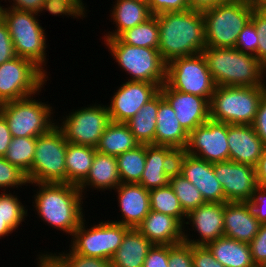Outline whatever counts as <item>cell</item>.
I'll use <instances>...</instances> for the list:
<instances>
[{
  "instance_id": "e575fe53",
  "label": "cell",
  "mask_w": 266,
  "mask_h": 267,
  "mask_svg": "<svg viewBox=\"0 0 266 267\" xmlns=\"http://www.w3.org/2000/svg\"><path fill=\"white\" fill-rule=\"evenodd\" d=\"M149 199L150 210L172 216L182 225L185 223L186 214L169 184L149 190Z\"/></svg>"
},
{
  "instance_id": "8fae6325",
  "label": "cell",
  "mask_w": 266,
  "mask_h": 267,
  "mask_svg": "<svg viewBox=\"0 0 266 267\" xmlns=\"http://www.w3.org/2000/svg\"><path fill=\"white\" fill-rule=\"evenodd\" d=\"M89 104L60 116L56 126L69 143L96 147L102 133L111 122L107 105ZM61 122V123H59Z\"/></svg>"
},
{
  "instance_id": "bcb514c9",
  "label": "cell",
  "mask_w": 266,
  "mask_h": 267,
  "mask_svg": "<svg viewBox=\"0 0 266 267\" xmlns=\"http://www.w3.org/2000/svg\"><path fill=\"white\" fill-rule=\"evenodd\" d=\"M147 4L152 15L189 10L188 0H148Z\"/></svg>"
},
{
  "instance_id": "f546056e",
  "label": "cell",
  "mask_w": 266,
  "mask_h": 267,
  "mask_svg": "<svg viewBox=\"0 0 266 267\" xmlns=\"http://www.w3.org/2000/svg\"><path fill=\"white\" fill-rule=\"evenodd\" d=\"M159 91L150 99L139 112L126 122L130 132L135 136L139 144L155 145V130L157 125V111L159 103L163 100Z\"/></svg>"
},
{
  "instance_id": "d4e9b609",
  "label": "cell",
  "mask_w": 266,
  "mask_h": 267,
  "mask_svg": "<svg viewBox=\"0 0 266 267\" xmlns=\"http://www.w3.org/2000/svg\"><path fill=\"white\" fill-rule=\"evenodd\" d=\"M223 215L225 237L249 244L259 231L261 223L243 202H225Z\"/></svg>"
},
{
  "instance_id": "836d02e7",
  "label": "cell",
  "mask_w": 266,
  "mask_h": 267,
  "mask_svg": "<svg viewBox=\"0 0 266 267\" xmlns=\"http://www.w3.org/2000/svg\"><path fill=\"white\" fill-rule=\"evenodd\" d=\"M118 38L131 46L158 49L159 25L157 15H152L143 23L125 30Z\"/></svg>"
},
{
  "instance_id": "30bf717a",
  "label": "cell",
  "mask_w": 266,
  "mask_h": 267,
  "mask_svg": "<svg viewBox=\"0 0 266 267\" xmlns=\"http://www.w3.org/2000/svg\"><path fill=\"white\" fill-rule=\"evenodd\" d=\"M87 224L84 218L70 238L69 247L79 255L106 260H111L130 229L111 220H101L89 227Z\"/></svg>"
},
{
  "instance_id": "60d3db41",
  "label": "cell",
  "mask_w": 266,
  "mask_h": 267,
  "mask_svg": "<svg viewBox=\"0 0 266 267\" xmlns=\"http://www.w3.org/2000/svg\"><path fill=\"white\" fill-rule=\"evenodd\" d=\"M22 186L29 187L26 173L17 166L9 163L4 157H0V189L1 191L18 190ZM3 188V189H2Z\"/></svg>"
},
{
  "instance_id": "ee69618b",
  "label": "cell",
  "mask_w": 266,
  "mask_h": 267,
  "mask_svg": "<svg viewBox=\"0 0 266 267\" xmlns=\"http://www.w3.org/2000/svg\"><path fill=\"white\" fill-rule=\"evenodd\" d=\"M258 37L254 23L250 20L238 35L235 49L257 58Z\"/></svg>"
},
{
  "instance_id": "b9f144b4",
  "label": "cell",
  "mask_w": 266,
  "mask_h": 267,
  "mask_svg": "<svg viewBox=\"0 0 266 267\" xmlns=\"http://www.w3.org/2000/svg\"><path fill=\"white\" fill-rule=\"evenodd\" d=\"M251 21L254 23L257 37V59L266 67V9H254Z\"/></svg>"
},
{
  "instance_id": "277c9868",
  "label": "cell",
  "mask_w": 266,
  "mask_h": 267,
  "mask_svg": "<svg viewBox=\"0 0 266 267\" xmlns=\"http://www.w3.org/2000/svg\"><path fill=\"white\" fill-rule=\"evenodd\" d=\"M3 7L2 5L1 19L9 30L16 55L32 61L47 75L48 71L45 67L48 62L46 53L48 38L38 19L40 15Z\"/></svg>"
},
{
  "instance_id": "1f68e13d",
  "label": "cell",
  "mask_w": 266,
  "mask_h": 267,
  "mask_svg": "<svg viewBox=\"0 0 266 267\" xmlns=\"http://www.w3.org/2000/svg\"><path fill=\"white\" fill-rule=\"evenodd\" d=\"M96 152L95 147L68 142L65 156L66 183L79 186L86 179Z\"/></svg>"
},
{
  "instance_id": "f907efd6",
  "label": "cell",
  "mask_w": 266,
  "mask_h": 267,
  "mask_svg": "<svg viewBox=\"0 0 266 267\" xmlns=\"http://www.w3.org/2000/svg\"><path fill=\"white\" fill-rule=\"evenodd\" d=\"M168 245H153L149 250L143 267H168Z\"/></svg>"
},
{
  "instance_id": "816d5d0a",
  "label": "cell",
  "mask_w": 266,
  "mask_h": 267,
  "mask_svg": "<svg viewBox=\"0 0 266 267\" xmlns=\"http://www.w3.org/2000/svg\"><path fill=\"white\" fill-rule=\"evenodd\" d=\"M258 137L266 146V91L261 97L255 120L252 124Z\"/></svg>"
},
{
  "instance_id": "4fadbf2b",
  "label": "cell",
  "mask_w": 266,
  "mask_h": 267,
  "mask_svg": "<svg viewBox=\"0 0 266 267\" xmlns=\"http://www.w3.org/2000/svg\"><path fill=\"white\" fill-rule=\"evenodd\" d=\"M166 84L171 89L206 98L209 102L216 88L202 53L168 63Z\"/></svg>"
},
{
  "instance_id": "db71d44e",
  "label": "cell",
  "mask_w": 266,
  "mask_h": 267,
  "mask_svg": "<svg viewBox=\"0 0 266 267\" xmlns=\"http://www.w3.org/2000/svg\"><path fill=\"white\" fill-rule=\"evenodd\" d=\"M11 140L12 135L8 128L7 120L0 113V157H4L6 155Z\"/></svg>"
},
{
  "instance_id": "7dc6e473",
  "label": "cell",
  "mask_w": 266,
  "mask_h": 267,
  "mask_svg": "<svg viewBox=\"0 0 266 267\" xmlns=\"http://www.w3.org/2000/svg\"><path fill=\"white\" fill-rule=\"evenodd\" d=\"M253 263L260 266L266 259V224H261L258 233L249 243Z\"/></svg>"
},
{
  "instance_id": "5bb4252c",
  "label": "cell",
  "mask_w": 266,
  "mask_h": 267,
  "mask_svg": "<svg viewBox=\"0 0 266 267\" xmlns=\"http://www.w3.org/2000/svg\"><path fill=\"white\" fill-rule=\"evenodd\" d=\"M228 124L207 120L188 135L184 150L209 163L229 161Z\"/></svg>"
},
{
  "instance_id": "7402d4cb",
  "label": "cell",
  "mask_w": 266,
  "mask_h": 267,
  "mask_svg": "<svg viewBox=\"0 0 266 267\" xmlns=\"http://www.w3.org/2000/svg\"><path fill=\"white\" fill-rule=\"evenodd\" d=\"M227 139L229 161L256 166L265 145L252 125L228 124Z\"/></svg>"
},
{
  "instance_id": "ba28073f",
  "label": "cell",
  "mask_w": 266,
  "mask_h": 267,
  "mask_svg": "<svg viewBox=\"0 0 266 267\" xmlns=\"http://www.w3.org/2000/svg\"><path fill=\"white\" fill-rule=\"evenodd\" d=\"M41 91L34 96L1 104L0 113L7 120L12 138L39 137L56 125L53 117L55 108L48 101L42 102L36 98Z\"/></svg>"
},
{
  "instance_id": "11a10c76",
  "label": "cell",
  "mask_w": 266,
  "mask_h": 267,
  "mask_svg": "<svg viewBox=\"0 0 266 267\" xmlns=\"http://www.w3.org/2000/svg\"><path fill=\"white\" fill-rule=\"evenodd\" d=\"M234 0H188L189 9L204 11L220 4L229 3Z\"/></svg>"
},
{
  "instance_id": "83f0119b",
  "label": "cell",
  "mask_w": 266,
  "mask_h": 267,
  "mask_svg": "<svg viewBox=\"0 0 266 267\" xmlns=\"http://www.w3.org/2000/svg\"><path fill=\"white\" fill-rule=\"evenodd\" d=\"M153 244L136 228H130L111 258L112 267H143L145 258Z\"/></svg>"
},
{
  "instance_id": "6da1fadb",
  "label": "cell",
  "mask_w": 266,
  "mask_h": 267,
  "mask_svg": "<svg viewBox=\"0 0 266 267\" xmlns=\"http://www.w3.org/2000/svg\"><path fill=\"white\" fill-rule=\"evenodd\" d=\"M37 189L33 190V211L41 222L68 237L81 224L85 216L86 198L76 185L68 183H29ZM84 200V201H83ZM34 204V205H33ZM84 205V206H83ZM70 235V236H69Z\"/></svg>"
},
{
  "instance_id": "603a6c76",
  "label": "cell",
  "mask_w": 266,
  "mask_h": 267,
  "mask_svg": "<svg viewBox=\"0 0 266 267\" xmlns=\"http://www.w3.org/2000/svg\"><path fill=\"white\" fill-rule=\"evenodd\" d=\"M153 245L183 242V225L174 217L150 210L136 228Z\"/></svg>"
},
{
  "instance_id": "52a82bcc",
  "label": "cell",
  "mask_w": 266,
  "mask_h": 267,
  "mask_svg": "<svg viewBox=\"0 0 266 267\" xmlns=\"http://www.w3.org/2000/svg\"><path fill=\"white\" fill-rule=\"evenodd\" d=\"M104 44L118 68L130 76L126 80L155 83L160 87L166 83V64L158 49L131 46L118 37L104 39Z\"/></svg>"
},
{
  "instance_id": "681fc988",
  "label": "cell",
  "mask_w": 266,
  "mask_h": 267,
  "mask_svg": "<svg viewBox=\"0 0 266 267\" xmlns=\"http://www.w3.org/2000/svg\"><path fill=\"white\" fill-rule=\"evenodd\" d=\"M193 267H224L206 246L192 245Z\"/></svg>"
},
{
  "instance_id": "6125c7cd",
  "label": "cell",
  "mask_w": 266,
  "mask_h": 267,
  "mask_svg": "<svg viewBox=\"0 0 266 267\" xmlns=\"http://www.w3.org/2000/svg\"><path fill=\"white\" fill-rule=\"evenodd\" d=\"M1 2V1H0ZM1 9H2V6H1V4H0V18H1Z\"/></svg>"
},
{
  "instance_id": "8992f818",
  "label": "cell",
  "mask_w": 266,
  "mask_h": 267,
  "mask_svg": "<svg viewBox=\"0 0 266 267\" xmlns=\"http://www.w3.org/2000/svg\"><path fill=\"white\" fill-rule=\"evenodd\" d=\"M254 7L234 0L202 11L207 47L235 48L241 30L251 20Z\"/></svg>"
},
{
  "instance_id": "680465c9",
  "label": "cell",
  "mask_w": 266,
  "mask_h": 267,
  "mask_svg": "<svg viewBox=\"0 0 266 267\" xmlns=\"http://www.w3.org/2000/svg\"><path fill=\"white\" fill-rule=\"evenodd\" d=\"M12 233H14V231L0 217V239H4L6 236H9Z\"/></svg>"
},
{
  "instance_id": "7a4b0ae2",
  "label": "cell",
  "mask_w": 266,
  "mask_h": 267,
  "mask_svg": "<svg viewBox=\"0 0 266 267\" xmlns=\"http://www.w3.org/2000/svg\"><path fill=\"white\" fill-rule=\"evenodd\" d=\"M158 50L167 65L174 59L200 54L206 47L202 11L184 10L157 15Z\"/></svg>"
},
{
  "instance_id": "ab89813d",
  "label": "cell",
  "mask_w": 266,
  "mask_h": 267,
  "mask_svg": "<svg viewBox=\"0 0 266 267\" xmlns=\"http://www.w3.org/2000/svg\"><path fill=\"white\" fill-rule=\"evenodd\" d=\"M47 11L54 16H62L63 18L67 16L68 18H81L82 20L86 16L88 17L87 11L91 12L87 9V5L83 0L44 1L40 14Z\"/></svg>"
},
{
  "instance_id": "cb8c5ba5",
  "label": "cell",
  "mask_w": 266,
  "mask_h": 267,
  "mask_svg": "<svg viewBox=\"0 0 266 267\" xmlns=\"http://www.w3.org/2000/svg\"><path fill=\"white\" fill-rule=\"evenodd\" d=\"M120 184L121 180L118 173L116 156L96 152L89 174L78 188L83 197L86 198L87 191L90 192V188L92 191L97 190V192L98 190L99 192L106 190L113 192L112 190L116 189Z\"/></svg>"
},
{
  "instance_id": "6f0895ef",
  "label": "cell",
  "mask_w": 266,
  "mask_h": 267,
  "mask_svg": "<svg viewBox=\"0 0 266 267\" xmlns=\"http://www.w3.org/2000/svg\"><path fill=\"white\" fill-rule=\"evenodd\" d=\"M35 260L37 267H59L47 254H38Z\"/></svg>"
},
{
  "instance_id": "ac0fdd59",
  "label": "cell",
  "mask_w": 266,
  "mask_h": 267,
  "mask_svg": "<svg viewBox=\"0 0 266 267\" xmlns=\"http://www.w3.org/2000/svg\"><path fill=\"white\" fill-rule=\"evenodd\" d=\"M176 170L200 191L205 202H225L222 186L214 174L213 163L179 151Z\"/></svg>"
},
{
  "instance_id": "4316f807",
  "label": "cell",
  "mask_w": 266,
  "mask_h": 267,
  "mask_svg": "<svg viewBox=\"0 0 266 267\" xmlns=\"http://www.w3.org/2000/svg\"><path fill=\"white\" fill-rule=\"evenodd\" d=\"M188 133L181 127L176 113L163 99L157 111L155 145L169 146L184 151L188 143Z\"/></svg>"
},
{
  "instance_id": "d6986e66",
  "label": "cell",
  "mask_w": 266,
  "mask_h": 267,
  "mask_svg": "<svg viewBox=\"0 0 266 267\" xmlns=\"http://www.w3.org/2000/svg\"><path fill=\"white\" fill-rule=\"evenodd\" d=\"M159 91L173 108L181 127L188 134L210 119V104L206 98L171 89L166 83Z\"/></svg>"
},
{
  "instance_id": "4dcf8cb0",
  "label": "cell",
  "mask_w": 266,
  "mask_h": 267,
  "mask_svg": "<svg viewBox=\"0 0 266 267\" xmlns=\"http://www.w3.org/2000/svg\"><path fill=\"white\" fill-rule=\"evenodd\" d=\"M138 145H140L139 142L126 123L111 121L95 148L101 154L118 156Z\"/></svg>"
},
{
  "instance_id": "c3c4849f",
  "label": "cell",
  "mask_w": 266,
  "mask_h": 267,
  "mask_svg": "<svg viewBox=\"0 0 266 267\" xmlns=\"http://www.w3.org/2000/svg\"><path fill=\"white\" fill-rule=\"evenodd\" d=\"M16 56L9 30L0 18V65L12 60Z\"/></svg>"
},
{
  "instance_id": "9c48e42d",
  "label": "cell",
  "mask_w": 266,
  "mask_h": 267,
  "mask_svg": "<svg viewBox=\"0 0 266 267\" xmlns=\"http://www.w3.org/2000/svg\"><path fill=\"white\" fill-rule=\"evenodd\" d=\"M68 142L55 125L36 139L29 183H66L65 156Z\"/></svg>"
},
{
  "instance_id": "d590c367",
  "label": "cell",
  "mask_w": 266,
  "mask_h": 267,
  "mask_svg": "<svg viewBox=\"0 0 266 267\" xmlns=\"http://www.w3.org/2000/svg\"><path fill=\"white\" fill-rule=\"evenodd\" d=\"M169 185L172 187L186 215L206 203L200 191L177 170L171 174Z\"/></svg>"
},
{
  "instance_id": "ffe728a7",
  "label": "cell",
  "mask_w": 266,
  "mask_h": 267,
  "mask_svg": "<svg viewBox=\"0 0 266 267\" xmlns=\"http://www.w3.org/2000/svg\"><path fill=\"white\" fill-rule=\"evenodd\" d=\"M177 154L173 147L146 145L145 169L139 184L147 190L168 185L171 174L176 170Z\"/></svg>"
},
{
  "instance_id": "d6a6232c",
  "label": "cell",
  "mask_w": 266,
  "mask_h": 267,
  "mask_svg": "<svg viewBox=\"0 0 266 267\" xmlns=\"http://www.w3.org/2000/svg\"><path fill=\"white\" fill-rule=\"evenodd\" d=\"M121 183L139 184L146 163V145L140 144L116 156Z\"/></svg>"
},
{
  "instance_id": "484cf974",
  "label": "cell",
  "mask_w": 266,
  "mask_h": 267,
  "mask_svg": "<svg viewBox=\"0 0 266 267\" xmlns=\"http://www.w3.org/2000/svg\"><path fill=\"white\" fill-rule=\"evenodd\" d=\"M115 1V2H114ZM110 21L115 30L108 31L103 39L117 38L122 32L143 23L152 16L148 4L140 0H114Z\"/></svg>"
},
{
  "instance_id": "9f6ffc18",
  "label": "cell",
  "mask_w": 266,
  "mask_h": 267,
  "mask_svg": "<svg viewBox=\"0 0 266 267\" xmlns=\"http://www.w3.org/2000/svg\"><path fill=\"white\" fill-rule=\"evenodd\" d=\"M255 172L258 185L266 187V146L264 147L262 155L255 166Z\"/></svg>"
},
{
  "instance_id": "f35d334b",
  "label": "cell",
  "mask_w": 266,
  "mask_h": 267,
  "mask_svg": "<svg viewBox=\"0 0 266 267\" xmlns=\"http://www.w3.org/2000/svg\"><path fill=\"white\" fill-rule=\"evenodd\" d=\"M68 251V252H67ZM47 254L59 267H112L110 260L85 257L75 253L70 247L64 252H38Z\"/></svg>"
},
{
  "instance_id": "f6af8a7d",
  "label": "cell",
  "mask_w": 266,
  "mask_h": 267,
  "mask_svg": "<svg viewBox=\"0 0 266 267\" xmlns=\"http://www.w3.org/2000/svg\"><path fill=\"white\" fill-rule=\"evenodd\" d=\"M248 212L261 224H266V187L258 186L249 200L243 201Z\"/></svg>"
},
{
  "instance_id": "94428289",
  "label": "cell",
  "mask_w": 266,
  "mask_h": 267,
  "mask_svg": "<svg viewBox=\"0 0 266 267\" xmlns=\"http://www.w3.org/2000/svg\"><path fill=\"white\" fill-rule=\"evenodd\" d=\"M259 267H266V259L262 262V264Z\"/></svg>"
},
{
  "instance_id": "f5cc1de1",
  "label": "cell",
  "mask_w": 266,
  "mask_h": 267,
  "mask_svg": "<svg viewBox=\"0 0 266 267\" xmlns=\"http://www.w3.org/2000/svg\"><path fill=\"white\" fill-rule=\"evenodd\" d=\"M10 5L4 8H15L40 14L44 0H8ZM13 1V2H12ZM12 3V4H11Z\"/></svg>"
},
{
  "instance_id": "e0dca14e",
  "label": "cell",
  "mask_w": 266,
  "mask_h": 267,
  "mask_svg": "<svg viewBox=\"0 0 266 267\" xmlns=\"http://www.w3.org/2000/svg\"><path fill=\"white\" fill-rule=\"evenodd\" d=\"M214 174L222 186L225 202L249 200L259 186L255 167L233 161L213 163Z\"/></svg>"
},
{
  "instance_id": "74e56055",
  "label": "cell",
  "mask_w": 266,
  "mask_h": 267,
  "mask_svg": "<svg viewBox=\"0 0 266 267\" xmlns=\"http://www.w3.org/2000/svg\"><path fill=\"white\" fill-rule=\"evenodd\" d=\"M19 198L21 197L17 196L15 191L0 192V217L14 232L18 231V227L29 216L27 205L24 206L25 204L20 201L22 199Z\"/></svg>"
},
{
  "instance_id": "8d00e7d4",
  "label": "cell",
  "mask_w": 266,
  "mask_h": 267,
  "mask_svg": "<svg viewBox=\"0 0 266 267\" xmlns=\"http://www.w3.org/2000/svg\"><path fill=\"white\" fill-rule=\"evenodd\" d=\"M36 139L37 137L12 138L4 158L27 174L32 168Z\"/></svg>"
},
{
  "instance_id": "7c38bea8",
  "label": "cell",
  "mask_w": 266,
  "mask_h": 267,
  "mask_svg": "<svg viewBox=\"0 0 266 267\" xmlns=\"http://www.w3.org/2000/svg\"><path fill=\"white\" fill-rule=\"evenodd\" d=\"M32 61L16 56L0 65V104L38 93L48 79Z\"/></svg>"
},
{
  "instance_id": "91938a15",
  "label": "cell",
  "mask_w": 266,
  "mask_h": 267,
  "mask_svg": "<svg viewBox=\"0 0 266 267\" xmlns=\"http://www.w3.org/2000/svg\"><path fill=\"white\" fill-rule=\"evenodd\" d=\"M248 2L256 9H266V0H248Z\"/></svg>"
},
{
  "instance_id": "7bdbcfd3",
  "label": "cell",
  "mask_w": 266,
  "mask_h": 267,
  "mask_svg": "<svg viewBox=\"0 0 266 267\" xmlns=\"http://www.w3.org/2000/svg\"><path fill=\"white\" fill-rule=\"evenodd\" d=\"M168 267H193L192 245L182 242L168 245Z\"/></svg>"
},
{
  "instance_id": "9a60e30c",
  "label": "cell",
  "mask_w": 266,
  "mask_h": 267,
  "mask_svg": "<svg viewBox=\"0 0 266 267\" xmlns=\"http://www.w3.org/2000/svg\"><path fill=\"white\" fill-rule=\"evenodd\" d=\"M224 205L225 202H206L188 213L186 215L187 221L183 224V242L195 246H206L217 238L223 237ZM187 225H190L192 230ZM190 231L198 233V238L195 233L193 236V232L191 234ZM195 236L196 239H193Z\"/></svg>"
},
{
  "instance_id": "f1b7e54d",
  "label": "cell",
  "mask_w": 266,
  "mask_h": 267,
  "mask_svg": "<svg viewBox=\"0 0 266 267\" xmlns=\"http://www.w3.org/2000/svg\"><path fill=\"white\" fill-rule=\"evenodd\" d=\"M206 247L224 267H256L248 243L223 236Z\"/></svg>"
},
{
  "instance_id": "44dd1931",
  "label": "cell",
  "mask_w": 266,
  "mask_h": 267,
  "mask_svg": "<svg viewBox=\"0 0 266 267\" xmlns=\"http://www.w3.org/2000/svg\"><path fill=\"white\" fill-rule=\"evenodd\" d=\"M113 191L117 194L116 202L121 216L111 221L137 228L150 211L149 190L141 184L121 183Z\"/></svg>"
},
{
  "instance_id": "5b68a950",
  "label": "cell",
  "mask_w": 266,
  "mask_h": 267,
  "mask_svg": "<svg viewBox=\"0 0 266 267\" xmlns=\"http://www.w3.org/2000/svg\"><path fill=\"white\" fill-rule=\"evenodd\" d=\"M266 86H216L209 102L210 119L252 125Z\"/></svg>"
},
{
  "instance_id": "3957f363",
  "label": "cell",
  "mask_w": 266,
  "mask_h": 267,
  "mask_svg": "<svg viewBox=\"0 0 266 267\" xmlns=\"http://www.w3.org/2000/svg\"><path fill=\"white\" fill-rule=\"evenodd\" d=\"M201 53L216 86H266V67L255 56L207 46Z\"/></svg>"
},
{
  "instance_id": "2e32d148",
  "label": "cell",
  "mask_w": 266,
  "mask_h": 267,
  "mask_svg": "<svg viewBox=\"0 0 266 267\" xmlns=\"http://www.w3.org/2000/svg\"><path fill=\"white\" fill-rule=\"evenodd\" d=\"M160 86L144 81H125L114 90L107 105L110 119L113 122L126 123L152 99ZM116 91V92H115Z\"/></svg>"
}]
</instances>
